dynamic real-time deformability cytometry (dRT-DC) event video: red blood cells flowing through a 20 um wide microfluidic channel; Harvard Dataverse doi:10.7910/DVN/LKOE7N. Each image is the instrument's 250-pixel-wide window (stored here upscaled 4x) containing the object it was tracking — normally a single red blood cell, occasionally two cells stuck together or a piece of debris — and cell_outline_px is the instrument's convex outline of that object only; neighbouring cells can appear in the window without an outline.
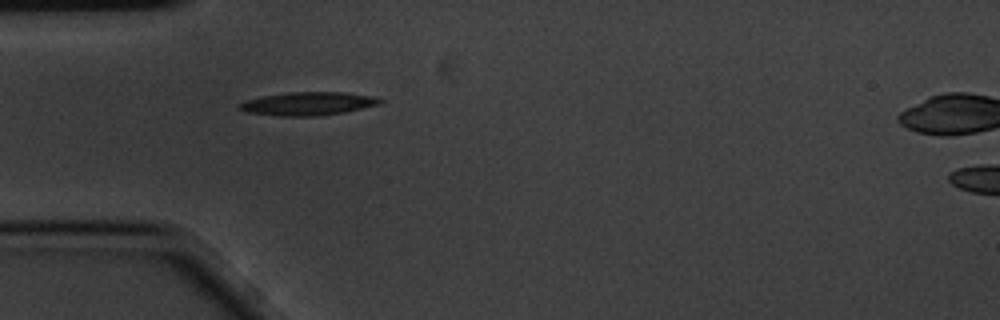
{"species": "common noctule bat (a hibernating species)", "species_latin": "Nyctalus noctula", "temperature_condition": "cold", "stored_images_in_passage": 2, "camera_frame_rate_fps": 3000, "um_per_image_px": 0.085, "animal": {"sex": "male", "body_mass_g": 20.1, "forearm_length_mm": 53.5}, "frame": {"image": 1, "passage_image": 1, "time_ms": 0.0, "image_size_px": [1000, 320], "cell_outline_px": [[384, 100], [380, 104], [344, 112], [312, 116], [276, 116], [248, 112], [236, 108], [236, 104], [260, 96], [288, 92], [344, 92], [372, 96]], "centroid_in_image_um": [26.13, 8.8], "position_along_channel_um": 58.9, "area_um2": 19.07}}